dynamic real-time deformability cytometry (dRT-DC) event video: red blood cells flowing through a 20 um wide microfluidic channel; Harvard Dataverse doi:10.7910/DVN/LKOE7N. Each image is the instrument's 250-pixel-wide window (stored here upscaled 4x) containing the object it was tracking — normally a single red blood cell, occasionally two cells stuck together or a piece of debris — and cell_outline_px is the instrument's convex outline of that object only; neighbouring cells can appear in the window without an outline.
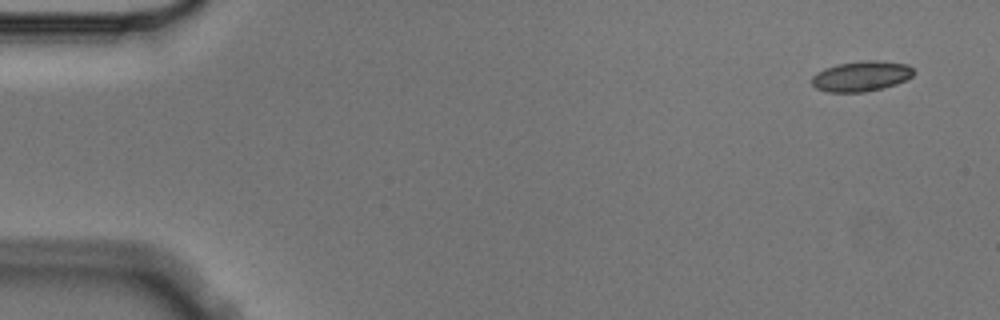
{"species": "Egyptian fruit bat (a non-hibernating species)", "species_latin": "Rousettus aegyptiacus", "temperature_condition": "cold", "stored_images_in_passage": 4, "camera_frame_rate_fps": 3000, "um_per_image_px": 0.085, "animal": {"sex": "male"}, "frame": {"image": 1, "passage_image": 1, "time_ms": 0.0, "image_size_px": [1000, 320], "cell_outline_px": [[916, 72], [912, 76], [896, 84], [864, 92], [828, 92], [816, 88], [812, 84], [812, 76], [816, 72], [824, 68], [840, 64], [864, 60], [876, 60], [908, 64]], "centroid_in_image_um": [73.2, 6.47], "position_along_channel_um": 11.8, "area_um2": 17.92}}
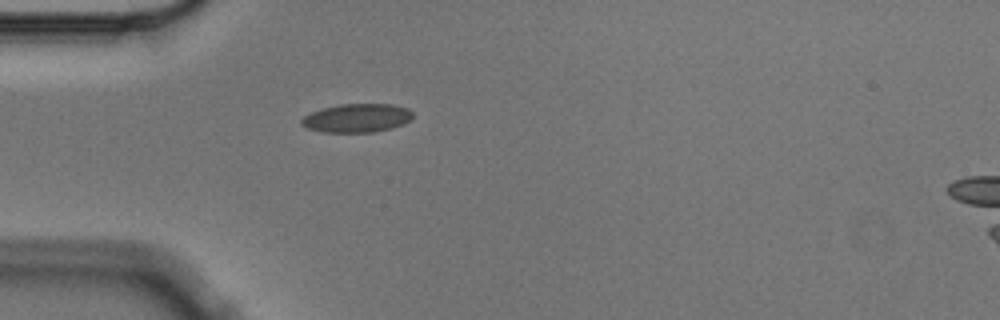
{"frame": {"image": 2, "passage_image": 4, "time_ms": 1.0, "image_size_px": [1000, 320], "cell_outline_px": [[412, 116], [408, 120], [392, 128], [372, 132], [320, 132], [308, 128], [300, 124], [300, 120], [304, 116], [312, 112], [324, 108], [340, 104], [392, 104], [408, 108], [412, 112]], "centroid_in_image_um": [30.3, 10.03], "position_along_channel_um": 54.7, "area_um2": 18.38}}